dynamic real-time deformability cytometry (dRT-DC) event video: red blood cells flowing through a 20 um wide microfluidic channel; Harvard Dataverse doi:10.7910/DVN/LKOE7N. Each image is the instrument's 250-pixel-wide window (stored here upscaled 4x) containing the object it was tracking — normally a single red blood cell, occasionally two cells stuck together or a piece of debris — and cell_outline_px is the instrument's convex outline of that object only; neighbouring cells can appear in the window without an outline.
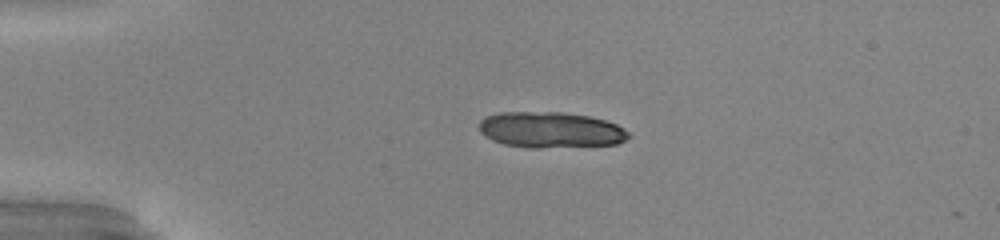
{"species": "common noctule bat (a hibernating species)", "species_latin": "Nyctalus noctula", "temperature_condition": "warm", "stored_images_in_passage": 3, "camera_frame_rate_fps": 3000, "um_per_image_px": 0.085, "animal": {"sex": "male", "body_mass_g": 20.0, "forearm_length_mm": 53.3}, "frame": {"image": 1, "passage_image": 1, "time_ms": 0.0, "image_size_px": [1000, 240], "cell_outline_px": [[632, 136], [616, 144], [536, 148], [532, 148], [504, 144], [492, 140], [484, 136], [480, 132], [480, 120], [484, 116], [500, 112], [560, 112], [588, 116], [604, 120], [616, 124], [624, 128]], "centroid_in_image_um": [46.78, 11.03], "position_along_channel_um": 38.2, "area_um2": 31.21}}